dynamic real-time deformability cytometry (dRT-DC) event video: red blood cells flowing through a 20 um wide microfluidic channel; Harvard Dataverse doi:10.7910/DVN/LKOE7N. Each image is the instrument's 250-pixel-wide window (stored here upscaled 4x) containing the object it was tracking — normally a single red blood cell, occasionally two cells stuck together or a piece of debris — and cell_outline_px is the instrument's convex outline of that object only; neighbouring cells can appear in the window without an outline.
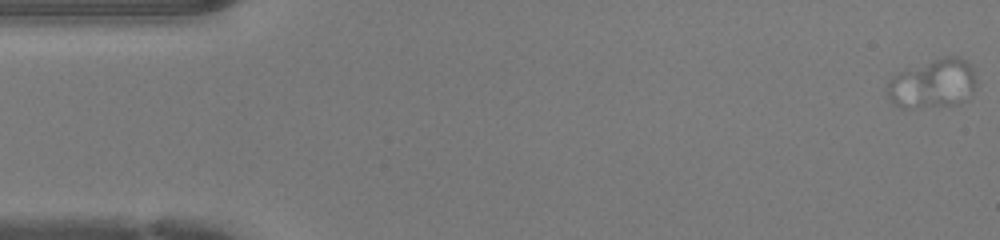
{"species": "human", "species_latin": "Homo sapiens", "temperature_condition": "warm", "stored_images_in_passage": 14, "camera_frame_rate_fps": 3000, "um_per_image_px": 0.085, "donor": {"sex": "female"}, "frame": {"image": 1, "passage_image": 1, "time_ms": 0.0, "image_size_px": [1000, 240], "cell_outline_px": [[976, 84], [964, 100], [960, 104], [912, 108], [900, 108], [892, 104], [888, 96], [888, 80], [892, 76], [900, 72], [944, 56], [956, 56], [964, 60], [972, 68], [976, 80]], "centroid_in_image_um": [79.26, 7.13], "position_along_channel_um": 5.7, "area_um2": 25.14}}